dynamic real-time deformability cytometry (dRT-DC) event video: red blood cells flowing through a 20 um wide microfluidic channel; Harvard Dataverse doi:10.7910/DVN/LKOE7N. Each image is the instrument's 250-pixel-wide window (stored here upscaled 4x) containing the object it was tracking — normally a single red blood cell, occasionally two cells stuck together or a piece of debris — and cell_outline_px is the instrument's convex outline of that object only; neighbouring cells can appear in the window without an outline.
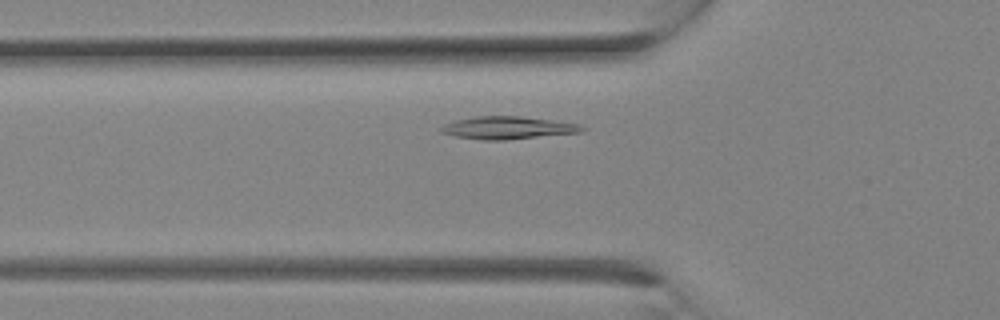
{"species": "Egyptian fruit bat (a non-hibernating species)", "species_latin": "Rousettus aegyptiacus", "temperature_condition": "room temperature", "stored_images_in_passage": 14, "camera_frame_rate_fps": 3000, "um_per_image_px": 0.085, "animal": {"sex": "female"}, "frame": {"image": 1, "passage_image": 3, "time_ms": 0.667, "image_size_px": [1000, 320], "cell_outline_px": [[588, 128], [580, 132], [504, 140], [484, 140], [456, 136], [440, 132], [440, 128], [444, 124], [456, 120], [476, 116], [520, 116], [580, 124]], "centroid_in_image_um": [43.16, 10.86], "position_along_channel_um": 82.6, "area_um2": 18.38}}
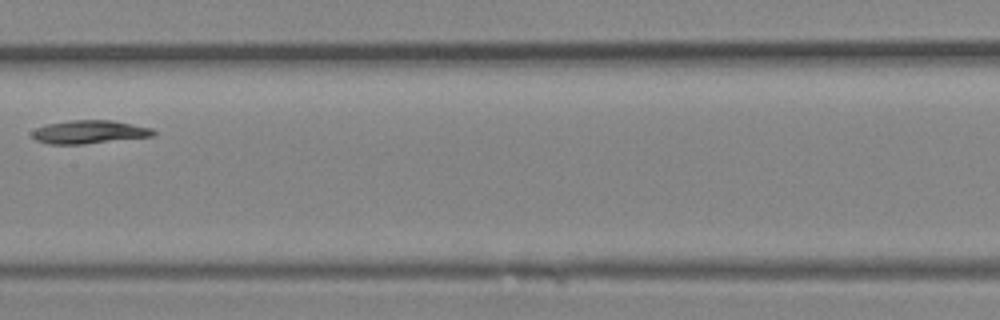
{"frame": {"image": 2, "passage_image": 8, "time_ms": 2.333, "image_size_px": [1000, 320], "cell_outline_px": [[156, 132], [152, 136], [84, 144], [48, 144], [36, 140], [32, 136], [32, 132], [36, 128], [44, 124], [68, 120], [112, 120], [152, 128]], "centroid_in_image_um": [7.55, 11.21], "position_along_channel_um": 199.8, "area_um2": 16.47}}
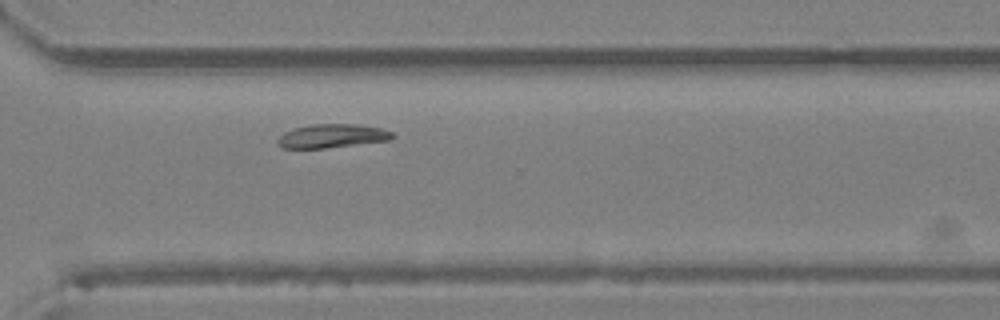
{"frame": {"image": 3, "passage_image": 14, "time_ms": 4.333, "image_size_px": [1000, 320], "cell_outline_px": [[396, 136], [388, 140], [324, 148], [280, 148], [276, 144], [276, 140], [284, 132], [292, 128], [312, 124], [356, 124], [384, 128], [392, 132]], "centroid_in_image_um": [28.19, 11.55], "position_along_channel_um": 342.4, "area_um2": 15.95}}